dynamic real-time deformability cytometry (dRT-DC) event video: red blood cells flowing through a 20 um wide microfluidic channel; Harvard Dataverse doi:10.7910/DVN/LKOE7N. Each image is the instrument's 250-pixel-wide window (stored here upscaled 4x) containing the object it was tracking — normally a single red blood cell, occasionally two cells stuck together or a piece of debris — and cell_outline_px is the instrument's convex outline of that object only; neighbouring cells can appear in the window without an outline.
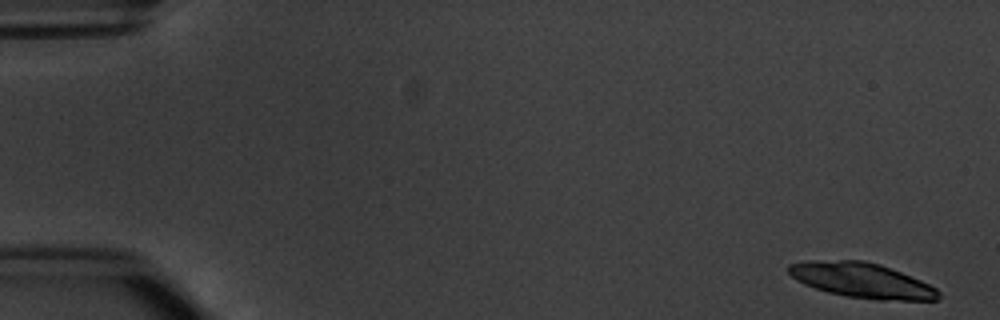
{"species": "common noctule bat (a hibernating species)", "species_latin": "Nyctalus noctula", "temperature_condition": "warm", "stored_images_in_passage": 5, "camera_frame_rate_fps": 3000, "um_per_image_px": 0.085, "animal": {"sex": "male", "body_mass_g": 20.1, "forearm_length_mm": 53.5}, "frame": {"image": 1, "passage_image": 1, "time_ms": 0.0, "image_size_px": [1000, 320], "cell_outline_px": [[940, 296], [936, 300], [876, 300], [848, 296], [828, 292], [804, 284], [796, 280], [784, 268], [788, 264], [808, 260], [864, 260], [880, 264], [920, 280], [936, 288], [940, 292]], "centroid_in_image_um": [73.21, 23.82], "position_along_channel_um": 11.8, "area_um2": 30.58}}